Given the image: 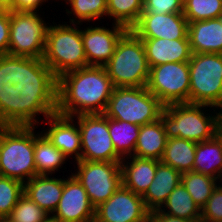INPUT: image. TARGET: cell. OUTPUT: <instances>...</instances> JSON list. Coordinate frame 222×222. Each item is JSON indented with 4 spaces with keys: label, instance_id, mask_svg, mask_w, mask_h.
Segmentation results:
<instances>
[{
    "label": "cell",
    "instance_id": "obj_14",
    "mask_svg": "<svg viewBox=\"0 0 222 222\" xmlns=\"http://www.w3.org/2000/svg\"><path fill=\"white\" fill-rule=\"evenodd\" d=\"M86 28L82 27V41L88 66H105L114 54L116 45L121 36L128 30L126 27L112 23L110 28L106 26ZM84 29V30H83Z\"/></svg>",
    "mask_w": 222,
    "mask_h": 222
},
{
    "label": "cell",
    "instance_id": "obj_6",
    "mask_svg": "<svg viewBox=\"0 0 222 222\" xmlns=\"http://www.w3.org/2000/svg\"><path fill=\"white\" fill-rule=\"evenodd\" d=\"M114 87H145L149 78L144 44L131 29L119 39L114 54L104 66Z\"/></svg>",
    "mask_w": 222,
    "mask_h": 222
},
{
    "label": "cell",
    "instance_id": "obj_37",
    "mask_svg": "<svg viewBox=\"0 0 222 222\" xmlns=\"http://www.w3.org/2000/svg\"><path fill=\"white\" fill-rule=\"evenodd\" d=\"M17 56L9 54L0 56V85L8 81L16 84Z\"/></svg>",
    "mask_w": 222,
    "mask_h": 222
},
{
    "label": "cell",
    "instance_id": "obj_34",
    "mask_svg": "<svg viewBox=\"0 0 222 222\" xmlns=\"http://www.w3.org/2000/svg\"><path fill=\"white\" fill-rule=\"evenodd\" d=\"M48 213L23 194L9 217L13 222H42Z\"/></svg>",
    "mask_w": 222,
    "mask_h": 222
},
{
    "label": "cell",
    "instance_id": "obj_21",
    "mask_svg": "<svg viewBox=\"0 0 222 222\" xmlns=\"http://www.w3.org/2000/svg\"><path fill=\"white\" fill-rule=\"evenodd\" d=\"M188 37L192 53L222 54V18L189 22Z\"/></svg>",
    "mask_w": 222,
    "mask_h": 222
},
{
    "label": "cell",
    "instance_id": "obj_8",
    "mask_svg": "<svg viewBox=\"0 0 222 222\" xmlns=\"http://www.w3.org/2000/svg\"><path fill=\"white\" fill-rule=\"evenodd\" d=\"M189 103L222 106V54L192 53Z\"/></svg>",
    "mask_w": 222,
    "mask_h": 222
},
{
    "label": "cell",
    "instance_id": "obj_18",
    "mask_svg": "<svg viewBox=\"0 0 222 222\" xmlns=\"http://www.w3.org/2000/svg\"><path fill=\"white\" fill-rule=\"evenodd\" d=\"M141 40L145 47L149 68L165 63L186 62L191 59L189 39L141 38Z\"/></svg>",
    "mask_w": 222,
    "mask_h": 222
},
{
    "label": "cell",
    "instance_id": "obj_3",
    "mask_svg": "<svg viewBox=\"0 0 222 222\" xmlns=\"http://www.w3.org/2000/svg\"><path fill=\"white\" fill-rule=\"evenodd\" d=\"M219 113L218 108L206 104L175 103L164 106L160 119L167 139L180 138L200 143L215 136Z\"/></svg>",
    "mask_w": 222,
    "mask_h": 222
},
{
    "label": "cell",
    "instance_id": "obj_28",
    "mask_svg": "<svg viewBox=\"0 0 222 222\" xmlns=\"http://www.w3.org/2000/svg\"><path fill=\"white\" fill-rule=\"evenodd\" d=\"M140 126L109 118V134L116 153L122 158L134 154Z\"/></svg>",
    "mask_w": 222,
    "mask_h": 222
},
{
    "label": "cell",
    "instance_id": "obj_33",
    "mask_svg": "<svg viewBox=\"0 0 222 222\" xmlns=\"http://www.w3.org/2000/svg\"><path fill=\"white\" fill-rule=\"evenodd\" d=\"M23 194L24 184L22 182L0 176V217L9 216Z\"/></svg>",
    "mask_w": 222,
    "mask_h": 222
},
{
    "label": "cell",
    "instance_id": "obj_7",
    "mask_svg": "<svg viewBox=\"0 0 222 222\" xmlns=\"http://www.w3.org/2000/svg\"><path fill=\"white\" fill-rule=\"evenodd\" d=\"M164 105L147 87H116L104 115L110 119L146 125L157 121Z\"/></svg>",
    "mask_w": 222,
    "mask_h": 222
},
{
    "label": "cell",
    "instance_id": "obj_24",
    "mask_svg": "<svg viewBox=\"0 0 222 222\" xmlns=\"http://www.w3.org/2000/svg\"><path fill=\"white\" fill-rule=\"evenodd\" d=\"M193 171L222 179V142L216 135L197 143Z\"/></svg>",
    "mask_w": 222,
    "mask_h": 222
},
{
    "label": "cell",
    "instance_id": "obj_22",
    "mask_svg": "<svg viewBox=\"0 0 222 222\" xmlns=\"http://www.w3.org/2000/svg\"><path fill=\"white\" fill-rule=\"evenodd\" d=\"M181 182V173L171 166L160 162L155 177L146 193L142 196L149 211L158 210L166 202L170 193Z\"/></svg>",
    "mask_w": 222,
    "mask_h": 222
},
{
    "label": "cell",
    "instance_id": "obj_17",
    "mask_svg": "<svg viewBox=\"0 0 222 222\" xmlns=\"http://www.w3.org/2000/svg\"><path fill=\"white\" fill-rule=\"evenodd\" d=\"M40 121L48 125V128L41 132L55 147L68 159L71 156L73 159L75 158V161L81 159V135L76 120L72 117L55 113L47 117L45 121L40 118Z\"/></svg>",
    "mask_w": 222,
    "mask_h": 222
},
{
    "label": "cell",
    "instance_id": "obj_20",
    "mask_svg": "<svg viewBox=\"0 0 222 222\" xmlns=\"http://www.w3.org/2000/svg\"><path fill=\"white\" fill-rule=\"evenodd\" d=\"M37 175L24 183V194L48 214H53L62 195L64 178Z\"/></svg>",
    "mask_w": 222,
    "mask_h": 222
},
{
    "label": "cell",
    "instance_id": "obj_35",
    "mask_svg": "<svg viewBox=\"0 0 222 222\" xmlns=\"http://www.w3.org/2000/svg\"><path fill=\"white\" fill-rule=\"evenodd\" d=\"M201 222H222V185L220 183L201 209Z\"/></svg>",
    "mask_w": 222,
    "mask_h": 222
},
{
    "label": "cell",
    "instance_id": "obj_43",
    "mask_svg": "<svg viewBox=\"0 0 222 222\" xmlns=\"http://www.w3.org/2000/svg\"><path fill=\"white\" fill-rule=\"evenodd\" d=\"M9 11V8L0 2V16L6 14Z\"/></svg>",
    "mask_w": 222,
    "mask_h": 222
},
{
    "label": "cell",
    "instance_id": "obj_23",
    "mask_svg": "<svg viewBox=\"0 0 222 222\" xmlns=\"http://www.w3.org/2000/svg\"><path fill=\"white\" fill-rule=\"evenodd\" d=\"M167 143L164 125L157 121L141 125L133 156L161 161Z\"/></svg>",
    "mask_w": 222,
    "mask_h": 222
},
{
    "label": "cell",
    "instance_id": "obj_32",
    "mask_svg": "<svg viewBox=\"0 0 222 222\" xmlns=\"http://www.w3.org/2000/svg\"><path fill=\"white\" fill-rule=\"evenodd\" d=\"M183 15L188 23L219 18L222 16V0H186Z\"/></svg>",
    "mask_w": 222,
    "mask_h": 222
},
{
    "label": "cell",
    "instance_id": "obj_16",
    "mask_svg": "<svg viewBox=\"0 0 222 222\" xmlns=\"http://www.w3.org/2000/svg\"><path fill=\"white\" fill-rule=\"evenodd\" d=\"M188 25L183 13H141L131 30L139 38L189 39Z\"/></svg>",
    "mask_w": 222,
    "mask_h": 222
},
{
    "label": "cell",
    "instance_id": "obj_29",
    "mask_svg": "<svg viewBox=\"0 0 222 222\" xmlns=\"http://www.w3.org/2000/svg\"><path fill=\"white\" fill-rule=\"evenodd\" d=\"M64 2L71 7V10H65L67 16H73L69 21L71 24H83V22L88 24L90 21H94L92 24H97L96 20L99 22L104 16L107 17V0H64Z\"/></svg>",
    "mask_w": 222,
    "mask_h": 222
},
{
    "label": "cell",
    "instance_id": "obj_42",
    "mask_svg": "<svg viewBox=\"0 0 222 222\" xmlns=\"http://www.w3.org/2000/svg\"><path fill=\"white\" fill-rule=\"evenodd\" d=\"M42 222H61L54 215L48 214L47 217Z\"/></svg>",
    "mask_w": 222,
    "mask_h": 222
},
{
    "label": "cell",
    "instance_id": "obj_39",
    "mask_svg": "<svg viewBox=\"0 0 222 222\" xmlns=\"http://www.w3.org/2000/svg\"><path fill=\"white\" fill-rule=\"evenodd\" d=\"M48 3V0H14L10 11H25V12H39L42 9L43 3Z\"/></svg>",
    "mask_w": 222,
    "mask_h": 222
},
{
    "label": "cell",
    "instance_id": "obj_41",
    "mask_svg": "<svg viewBox=\"0 0 222 222\" xmlns=\"http://www.w3.org/2000/svg\"><path fill=\"white\" fill-rule=\"evenodd\" d=\"M215 135L222 142V114H219V116H218Z\"/></svg>",
    "mask_w": 222,
    "mask_h": 222
},
{
    "label": "cell",
    "instance_id": "obj_15",
    "mask_svg": "<svg viewBox=\"0 0 222 222\" xmlns=\"http://www.w3.org/2000/svg\"><path fill=\"white\" fill-rule=\"evenodd\" d=\"M52 215L61 222H94L95 208L86 190L72 173L67 179L64 177L62 195Z\"/></svg>",
    "mask_w": 222,
    "mask_h": 222
},
{
    "label": "cell",
    "instance_id": "obj_5",
    "mask_svg": "<svg viewBox=\"0 0 222 222\" xmlns=\"http://www.w3.org/2000/svg\"><path fill=\"white\" fill-rule=\"evenodd\" d=\"M55 23V24H54ZM49 24L42 60L58 78L62 74L88 66L82 41L83 24ZM79 25V26H78Z\"/></svg>",
    "mask_w": 222,
    "mask_h": 222
},
{
    "label": "cell",
    "instance_id": "obj_38",
    "mask_svg": "<svg viewBox=\"0 0 222 222\" xmlns=\"http://www.w3.org/2000/svg\"><path fill=\"white\" fill-rule=\"evenodd\" d=\"M10 41V10L0 16V56L8 54Z\"/></svg>",
    "mask_w": 222,
    "mask_h": 222
},
{
    "label": "cell",
    "instance_id": "obj_13",
    "mask_svg": "<svg viewBox=\"0 0 222 222\" xmlns=\"http://www.w3.org/2000/svg\"><path fill=\"white\" fill-rule=\"evenodd\" d=\"M149 210L141 195L121 185L104 203L95 208L94 222H148Z\"/></svg>",
    "mask_w": 222,
    "mask_h": 222
},
{
    "label": "cell",
    "instance_id": "obj_45",
    "mask_svg": "<svg viewBox=\"0 0 222 222\" xmlns=\"http://www.w3.org/2000/svg\"><path fill=\"white\" fill-rule=\"evenodd\" d=\"M0 222H13L9 216L0 217Z\"/></svg>",
    "mask_w": 222,
    "mask_h": 222
},
{
    "label": "cell",
    "instance_id": "obj_9",
    "mask_svg": "<svg viewBox=\"0 0 222 222\" xmlns=\"http://www.w3.org/2000/svg\"><path fill=\"white\" fill-rule=\"evenodd\" d=\"M39 14L40 12L10 11L9 55L43 57L49 23Z\"/></svg>",
    "mask_w": 222,
    "mask_h": 222
},
{
    "label": "cell",
    "instance_id": "obj_40",
    "mask_svg": "<svg viewBox=\"0 0 222 222\" xmlns=\"http://www.w3.org/2000/svg\"><path fill=\"white\" fill-rule=\"evenodd\" d=\"M148 222H201V220H189L162 213L159 209L149 211Z\"/></svg>",
    "mask_w": 222,
    "mask_h": 222
},
{
    "label": "cell",
    "instance_id": "obj_11",
    "mask_svg": "<svg viewBox=\"0 0 222 222\" xmlns=\"http://www.w3.org/2000/svg\"><path fill=\"white\" fill-rule=\"evenodd\" d=\"M146 87L164 106L189 103V62H172L150 67Z\"/></svg>",
    "mask_w": 222,
    "mask_h": 222
},
{
    "label": "cell",
    "instance_id": "obj_30",
    "mask_svg": "<svg viewBox=\"0 0 222 222\" xmlns=\"http://www.w3.org/2000/svg\"><path fill=\"white\" fill-rule=\"evenodd\" d=\"M181 183L193 201L202 209L220 181L209 175L190 171L181 174Z\"/></svg>",
    "mask_w": 222,
    "mask_h": 222
},
{
    "label": "cell",
    "instance_id": "obj_46",
    "mask_svg": "<svg viewBox=\"0 0 222 222\" xmlns=\"http://www.w3.org/2000/svg\"><path fill=\"white\" fill-rule=\"evenodd\" d=\"M219 114H222V106L219 108Z\"/></svg>",
    "mask_w": 222,
    "mask_h": 222
},
{
    "label": "cell",
    "instance_id": "obj_27",
    "mask_svg": "<svg viewBox=\"0 0 222 222\" xmlns=\"http://www.w3.org/2000/svg\"><path fill=\"white\" fill-rule=\"evenodd\" d=\"M162 213L189 220H201V209L180 182L159 209Z\"/></svg>",
    "mask_w": 222,
    "mask_h": 222
},
{
    "label": "cell",
    "instance_id": "obj_25",
    "mask_svg": "<svg viewBox=\"0 0 222 222\" xmlns=\"http://www.w3.org/2000/svg\"><path fill=\"white\" fill-rule=\"evenodd\" d=\"M37 133V134H36ZM34 159L37 175H52L69 160L40 131L35 130Z\"/></svg>",
    "mask_w": 222,
    "mask_h": 222
},
{
    "label": "cell",
    "instance_id": "obj_10",
    "mask_svg": "<svg viewBox=\"0 0 222 222\" xmlns=\"http://www.w3.org/2000/svg\"><path fill=\"white\" fill-rule=\"evenodd\" d=\"M71 172L82 184L94 208L107 201L122 185L120 162L76 161Z\"/></svg>",
    "mask_w": 222,
    "mask_h": 222
},
{
    "label": "cell",
    "instance_id": "obj_36",
    "mask_svg": "<svg viewBox=\"0 0 222 222\" xmlns=\"http://www.w3.org/2000/svg\"><path fill=\"white\" fill-rule=\"evenodd\" d=\"M142 13H183L182 0H144Z\"/></svg>",
    "mask_w": 222,
    "mask_h": 222
},
{
    "label": "cell",
    "instance_id": "obj_2",
    "mask_svg": "<svg viewBox=\"0 0 222 222\" xmlns=\"http://www.w3.org/2000/svg\"><path fill=\"white\" fill-rule=\"evenodd\" d=\"M104 66H86L57 78L56 113L74 117L103 114L114 90Z\"/></svg>",
    "mask_w": 222,
    "mask_h": 222
},
{
    "label": "cell",
    "instance_id": "obj_26",
    "mask_svg": "<svg viewBox=\"0 0 222 222\" xmlns=\"http://www.w3.org/2000/svg\"><path fill=\"white\" fill-rule=\"evenodd\" d=\"M197 143L180 138L167 139L161 162L181 174L193 171Z\"/></svg>",
    "mask_w": 222,
    "mask_h": 222
},
{
    "label": "cell",
    "instance_id": "obj_4",
    "mask_svg": "<svg viewBox=\"0 0 222 222\" xmlns=\"http://www.w3.org/2000/svg\"><path fill=\"white\" fill-rule=\"evenodd\" d=\"M37 126H0V173L26 183L37 176L34 159Z\"/></svg>",
    "mask_w": 222,
    "mask_h": 222
},
{
    "label": "cell",
    "instance_id": "obj_1",
    "mask_svg": "<svg viewBox=\"0 0 222 222\" xmlns=\"http://www.w3.org/2000/svg\"><path fill=\"white\" fill-rule=\"evenodd\" d=\"M56 108L57 77L51 69L42 58L17 56L16 84L0 85V126H39V115L45 120Z\"/></svg>",
    "mask_w": 222,
    "mask_h": 222
},
{
    "label": "cell",
    "instance_id": "obj_12",
    "mask_svg": "<svg viewBox=\"0 0 222 222\" xmlns=\"http://www.w3.org/2000/svg\"><path fill=\"white\" fill-rule=\"evenodd\" d=\"M77 120L81 135V161L121 162L109 134V118L104 114H81Z\"/></svg>",
    "mask_w": 222,
    "mask_h": 222
},
{
    "label": "cell",
    "instance_id": "obj_44",
    "mask_svg": "<svg viewBox=\"0 0 222 222\" xmlns=\"http://www.w3.org/2000/svg\"><path fill=\"white\" fill-rule=\"evenodd\" d=\"M0 2L10 9L13 6L14 0H0Z\"/></svg>",
    "mask_w": 222,
    "mask_h": 222
},
{
    "label": "cell",
    "instance_id": "obj_31",
    "mask_svg": "<svg viewBox=\"0 0 222 222\" xmlns=\"http://www.w3.org/2000/svg\"><path fill=\"white\" fill-rule=\"evenodd\" d=\"M144 0H107L108 19L113 23L131 29L139 20L143 12Z\"/></svg>",
    "mask_w": 222,
    "mask_h": 222
},
{
    "label": "cell",
    "instance_id": "obj_19",
    "mask_svg": "<svg viewBox=\"0 0 222 222\" xmlns=\"http://www.w3.org/2000/svg\"><path fill=\"white\" fill-rule=\"evenodd\" d=\"M161 161L136 156L121 160L122 185L135 194L143 196L152 183L157 165Z\"/></svg>",
    "mask_w": 222,
    "mask_h": 222
}]
</instances>
